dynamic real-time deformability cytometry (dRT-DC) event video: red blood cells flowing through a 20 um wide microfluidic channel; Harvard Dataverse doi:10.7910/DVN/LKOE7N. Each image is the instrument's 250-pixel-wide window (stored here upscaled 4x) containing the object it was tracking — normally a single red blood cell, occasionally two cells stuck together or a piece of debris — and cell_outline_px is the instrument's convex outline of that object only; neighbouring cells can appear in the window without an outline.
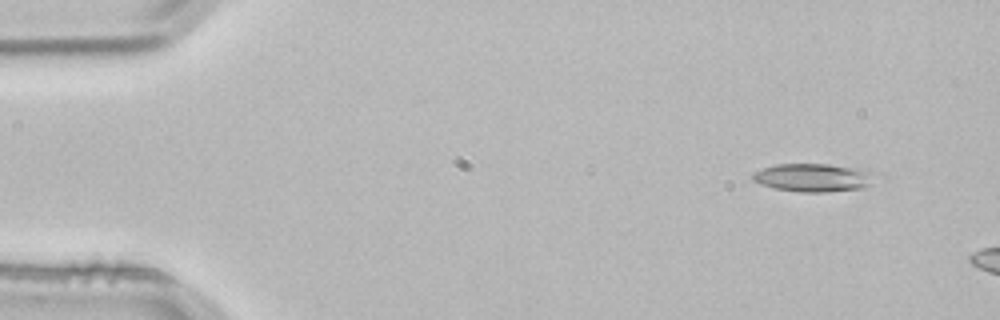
{"species": "common noctule bat (a hibernating species)", "species_latin": "Nyctalus noctula", "temperature_condition": "room temperature", "stored_images_in_passage": 4, "segment_of_instrument_passage": [2, 2], "camera_frame_rate_fps": 3000, "um_per_image_px": 0.085, "animal": {"sex": "male", "body_mass_g": 21.5, "forearm_length_mm": 52.0}, "frame": {"image": 1, "passage_image": 4, "time_ms": 1.0, "image_size_px": [1000, 320], "cell_outline_px": [[884, 176], [872, 184], [864, 188], [828, 192], [800, 192], [772, 188], [760, 184], [752, 180], [752, 172], [776, 164], [828, 164], [856, 168], [876, 172]], "centroid_in_image_um": [69.24, 15.1], "position_along_channel_um": 15.8, "area_um2": 20.75}}